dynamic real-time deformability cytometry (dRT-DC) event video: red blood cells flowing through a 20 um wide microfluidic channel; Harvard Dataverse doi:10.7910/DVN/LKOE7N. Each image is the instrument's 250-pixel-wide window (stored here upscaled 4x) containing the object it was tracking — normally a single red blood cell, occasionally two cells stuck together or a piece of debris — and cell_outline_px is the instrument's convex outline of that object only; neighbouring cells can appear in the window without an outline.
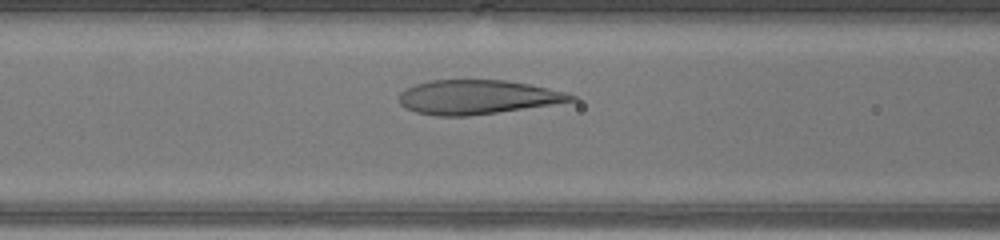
{"species": "human", "species_latin": "Homo sapiens", "temperature_condition": "warm", "stored_images_in_passage": 32, "camera_frame_rate_fps": 3000, "um_per_image_px": 0.085, "donor": {"sex": "male"}, "frame": {"image": 1, "passage_image": 13, "time_ms": 4.0, "image_size_px": [1000, 240], "cell_outline_px": [[580, 100], [468, 116], [436, 116], [416, 112], [400, 104], [400, 92], [416, 84], [432, 80], [504, 80], [528, 84], [548, 88], [564, 92], [576, 96]], "centroid_in_image_um": [40.58, 8.25], "position_along_channel_um": 126.0, "area_um2": 33.87}}
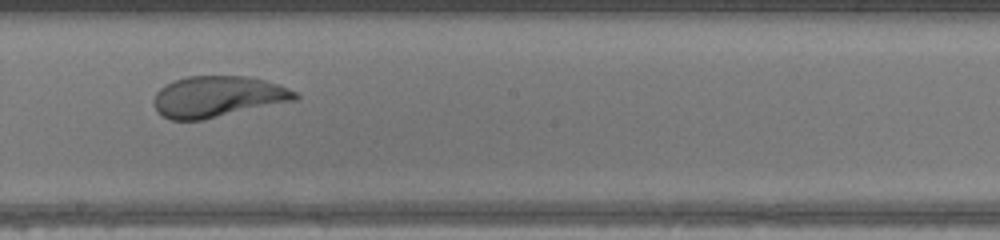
{"frame": {"image": 2, "passage_image": 20, "time_ms": 6.333, "image_size_px": [1000, 240], "cell_outline_px": [[300, 96], [296, 100], [204, 120], [172, 120], [156, 112], [152, 100], [156, 92], [164, 84], [172, 80], [188, 76], [248, 76], [280, 84], [300, 92]], "centroid_in_image_um": [18.51, 8.21], "position_along_channel_um": 229.7, "area_um2": 34.39}}
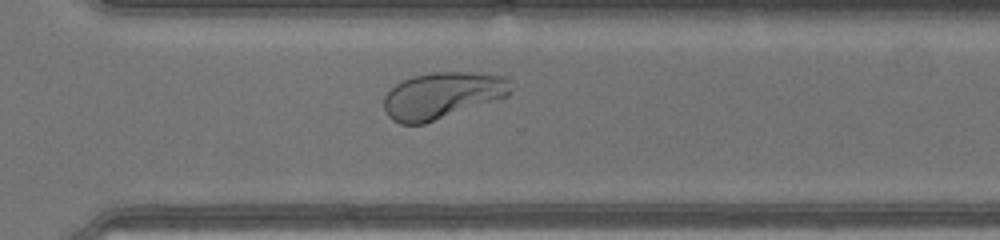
{"frame": {"image": 3, "passage_image": 27, "time_ms": 8.667, "image_size_px": [1000, 240], "cell_outline_px": [[512, 92], [508, 96], [424, 124], [400, 124], [392, 120], [388, 116], [384, 108], [384, 96], [396, 84], [412, 76], [432, 72], [472, 72], [504, 76], [508, 80]], "centroid_in_image_um": [37.58, 8.11], "position_along_channel_um": 333.0, "area_um2": 34.28}, "authors_computed_cell_mechanics": {"area_um2": 35.0268, "velocity_mm_per_s": 4.4442, "shape_relaxation_time_tau1_ms": 5.0478, "shape_relaxation_time_tau2_ms": null, "deformation_change_tau1": 0.2654, "deformation_change_tau2": null}}